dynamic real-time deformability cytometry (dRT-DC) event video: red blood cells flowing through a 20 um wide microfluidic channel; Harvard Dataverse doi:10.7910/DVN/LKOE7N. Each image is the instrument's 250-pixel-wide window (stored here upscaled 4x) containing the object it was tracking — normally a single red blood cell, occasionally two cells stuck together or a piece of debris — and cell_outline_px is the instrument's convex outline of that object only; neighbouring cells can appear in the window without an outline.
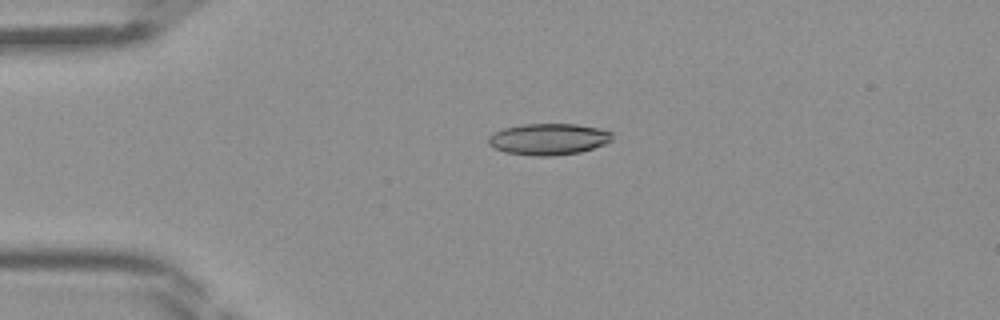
{"species": "Egyptian fruit bat (a non-hibernating species)", "species_latin": "Rousettus aegyptiacus", "temperature_condition": "room temperature", "stored_images_in_passage": 35, "camera_frame_rate_fps": 3000, "um_per_image_px": 0.085, "frame": {"image": 1, "passage_image": 1, "time_ms": 0.0, "image_size_px": [1000, 320], "cell_outline_px": [[612, 140], [604, 144], [580, 152], [552, 156], [532, 156], [508, 152], [496, 148], [488, 144], [488, 136], [492, 132], [504, 128], [524, 124], [576, 124], [596, 128], [612, 132]], "centroid_in_image_um": [46.6, 11.82], "position_along_channel_um": 38.4, "area_um2": 22.54}}
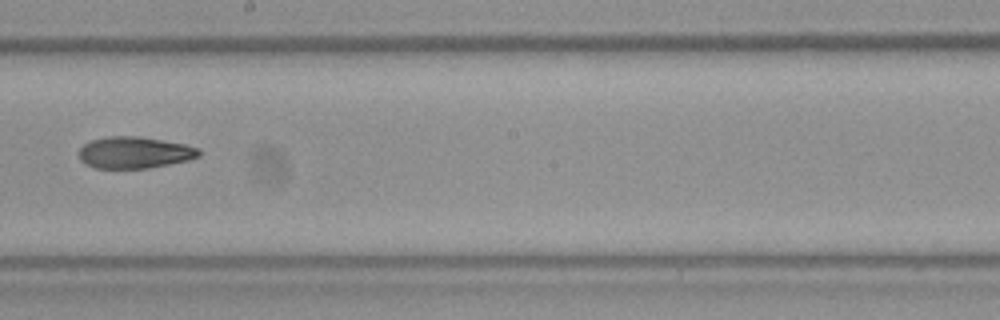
{"frame": {"image": 2, "passage_image": 16, "time_ms": 5.0, "image_size_px": [1000, 320], "cell_outline_px": [[200, 156], [188, 160], [148, 168], [92, 168], [84, 164], [80, 160], [80, 148], [84, 144], [92, 140], [108, 136], [140, 136], [184, 144], [200, 148]], "centroid_in_image_um": [11.42, 12.97], "position_along_channel_um": 236.8, "area_um2": 22.14}}
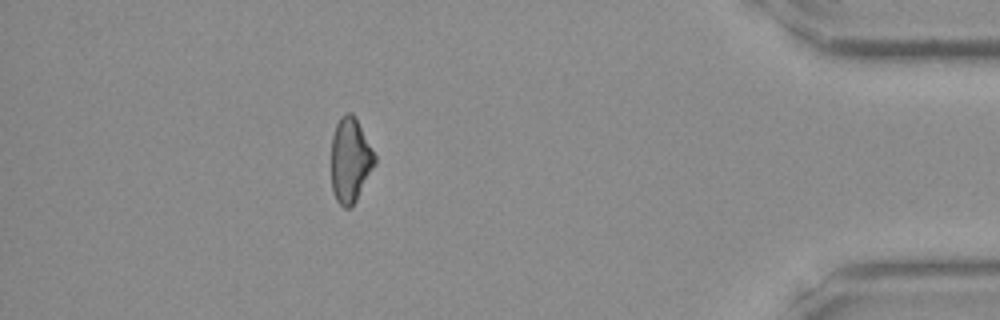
{"frame": {"image": 3, "passage_image": 30, "time_ms": 9.667, "image_size_px": [1000, 320], "cell_outline_px": [[376, 164], [356, 200], [348, 208], [344, 208], [336, 200], [332, 192], [332, 136], [336, 124], [340, 116], [344, 112], [352, 112], [376, 156]], "centroid_in_image_um": [29.77, 13.6], "position_along_channel_um": 405.4, "area_um2": 21.33}}